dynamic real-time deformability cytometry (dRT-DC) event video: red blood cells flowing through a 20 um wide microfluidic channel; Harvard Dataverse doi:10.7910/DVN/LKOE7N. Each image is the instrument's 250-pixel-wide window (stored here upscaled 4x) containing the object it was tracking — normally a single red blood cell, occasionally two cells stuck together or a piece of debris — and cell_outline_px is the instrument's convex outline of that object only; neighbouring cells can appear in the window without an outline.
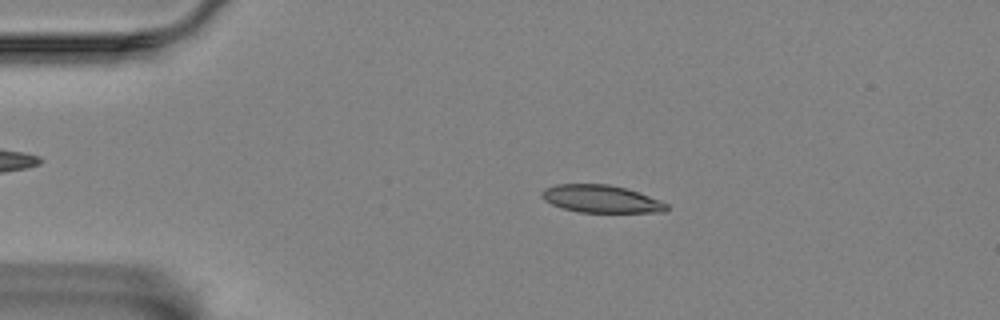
{"species": "Egyptian fruit bat (a non-hibernating species)", "species_latin": "Rousettus aegyptiacus", "temperature_condition": "room temperature", "stored_images_in_passage": 26, "camera_frame_rate_fps": 3000, "um_per_image_px": 0.085, "animal": {"sex": "female"}, "frame": {"image": 1, "passage_image": 11, "time_ms": 3.333, "image_size_px": [1000, 320], "cell_outline_px": [[668, 208], [664, 212], [580, 212], [564, 208], [552, 204], [544, 200], [540, 196], [540, 192], [544, 188], [556, 184], [608, 184], [628, 188], [660, 200], [668, 204]], "centroid_in_image_um": [51.08, 16.89], "position_along_channel_um": 33.9, "area_um2": 20.11}}
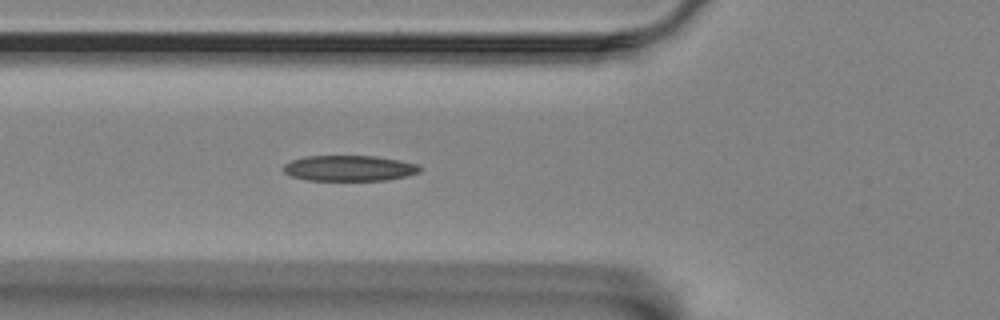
{"frame": {"image": 2, "passage_image": 20, "time_ms": 6.333, "image_size_px": [1000, 320], "cell_outline_px": [[424, 168], [420, 172], [388, 180], [308, 180], [292, 176], [284, 172], [284, 164], [292, 160], [304, 156], [376, 156], [400, 160], [420, 164]], "centroid_in_image_um": [29.74, 14.29], "position_along_channel_um": 96.1, "area_um2": 20.46}}
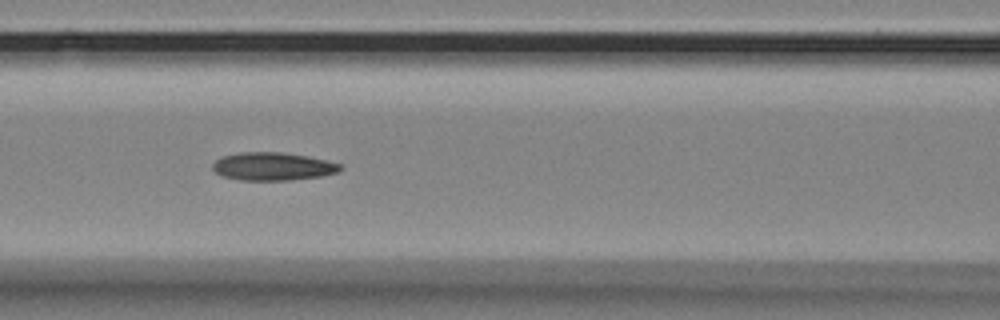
{"frame": {"image": 3, "passage_image": 24, "time_ms": 7.667, "image_size_px": [1000, 320], "cell_outline_px": [[344, 168], [340, 172], [324, 176], [288, 180], [240, 180], [224, 176], [216, 172], [212, 168], [212, 164], [216, 160], [224, 156], [240, 152], [284, 152], [308, 156], [340, 164]], "centroid_in_image_um": [23.23, 14.14], "position_along_channel_um": 143.4, "area_um2": 20.87}}